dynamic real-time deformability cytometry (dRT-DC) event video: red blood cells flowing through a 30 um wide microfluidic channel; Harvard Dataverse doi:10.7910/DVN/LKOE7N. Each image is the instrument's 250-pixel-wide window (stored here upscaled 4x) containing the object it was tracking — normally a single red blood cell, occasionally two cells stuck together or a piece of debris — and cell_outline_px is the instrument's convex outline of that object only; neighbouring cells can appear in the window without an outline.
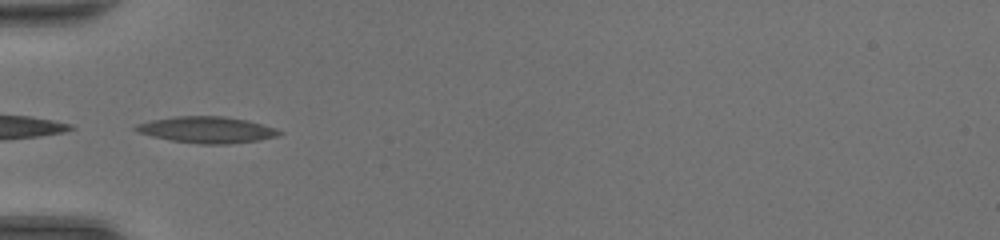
{"species": "common noctule bat (a hibernating species)", "species_latin": "Nyctalus noctula", "temperature_condition": "room temperature", "stored_images_in_passage": 28, "camera_frame_rate_fps": 3000, "um_per_image_px": 0.085, "animal": {"sex": "female", "body_mass_g": 20.0, "forearm_length_mm": 54.0}, "frame": {"image": 1, "passage_image": 1, "time_ms": 0.0, "image_size_px": [1000, 240], "cell_outline_px": [[284, 132], [276, 136], [260, 140], [228, 144], [200, 144], [172, 140], [152, 136], [136, 132], [132, 128], [136, 124], [152, 120], [176, 116], [224, 116], [248, 120], [276, 128]], "centroid_in_image_um": [17.59, 11.03], "position_along_channel_um": 67.4, "area_um2": 22.08}}
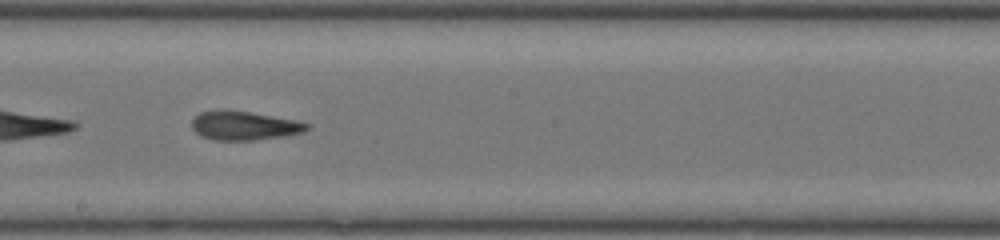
{"frame": {"image": 2, "passage_image": 12, "time_ms": 3.667, "image_size_px": [1000, 240], "cell_outline_px": [[312, 128], [304, 132], [284, 136], [252, 140], [216, 140], [200, 136], [192, 128], [192, 120], [200, 112], [220, 108], [224, 108], [296, 120], [312, 124]], "centroid_in_image_um": [20.77, 10.66], "position_along_channel_um": 227.4, "area_um2": 19.65}}
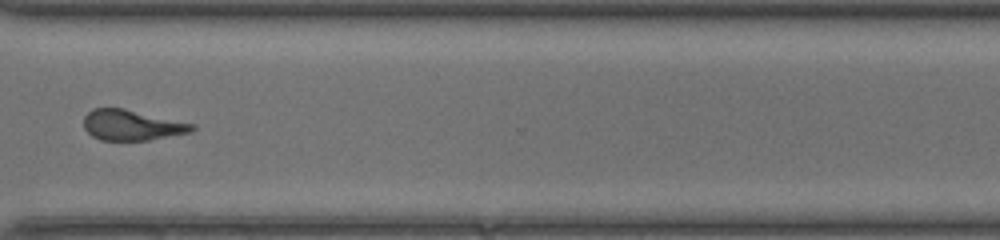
{"frame": {"image": 3, "passage_image": 21, "time_ms": 6.667, "image_size_px": [1000, 240], "cell_outline_px": [[196, 128], [192, 132], [148, 140], [100, 140], [92, 136], [84, 128], [84, 116], [92, 108], [124, 108], [196, 124]], "centroid_in_image_um": [11.22, 10.63], "position_along_channel_um": 359.4, "area_um2": 19.36}, "authors_computed_cell_mechanics": {"area_um2": 19.6231, "velocity_mm_per_s": 4.4017, "shape_relaxation_time_tau1_ms": 3.8874, "shape_relaxation_time_tau2_ms": 5.0346, "deformation_change_tau1": 0.1552, "deformation_change_tau2": 0.1965}}